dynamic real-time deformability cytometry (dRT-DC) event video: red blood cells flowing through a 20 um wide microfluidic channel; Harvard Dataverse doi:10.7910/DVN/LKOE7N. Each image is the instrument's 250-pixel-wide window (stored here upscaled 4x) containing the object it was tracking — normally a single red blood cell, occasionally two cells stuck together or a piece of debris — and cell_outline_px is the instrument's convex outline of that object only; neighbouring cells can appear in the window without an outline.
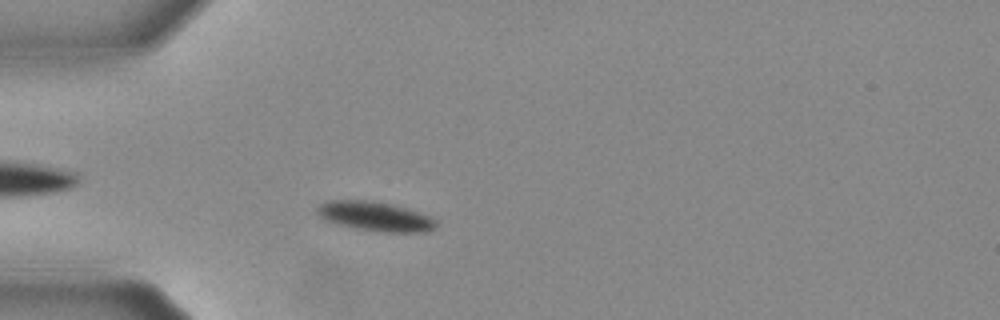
{"species": "Egyptian fruit bat (a non-hibernating species)", "species_latin": "Rousettus aegyptiacus", "temperature_condition": "warm", "stored_images_in_passage": 20, "camera_frame_rate_fps": 3000, "um_per_image_px": 0.085, "animal": {"sex": "female"}, "frame": {"image": 1, "passage_image": 11, "time_ms": 3.333, "image_size_px": [1000, 320], "cell_outline_px": [[436, 228], [428, 232], [380, 232], [356, 228], [336, 224], [324, 220], [316, 212], [316, 208], [320, 204], [328, 200], [368, 200], [388, 204], [404, 208], [428, 216], [436, 220]], "centroid_in_image_um": [31.85, 18.4], "position_along_channel_um": 53.2, "area_um2": 20.23}}
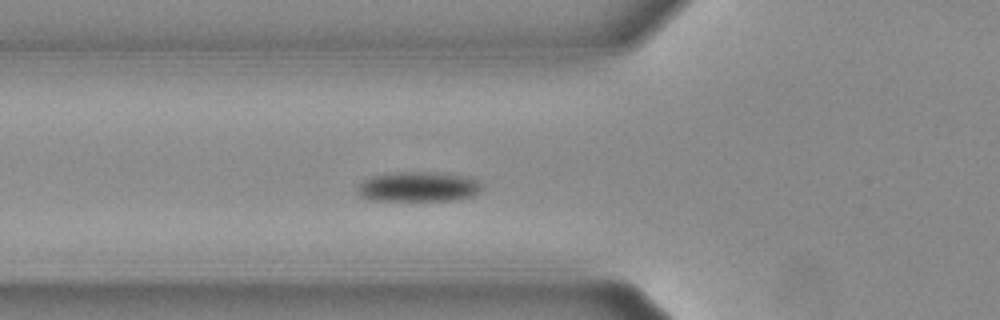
{"frame": {"image": 2, "passage_image": 15, "time_ms": 4.667, "image_size_px": [1000, 320], "cell_outline_px": [[484, 184], [472, 196], [452, 200], [372, 200], [360, 196], [356, 188], [364, 180], [372, 176], [400, 172], [432, 172], [468, 176], [480, 180]], "centroid_in_image_um": [35.58, 15.86], "position_along_channel_um": 90.2, "area_um2": 21.56}}